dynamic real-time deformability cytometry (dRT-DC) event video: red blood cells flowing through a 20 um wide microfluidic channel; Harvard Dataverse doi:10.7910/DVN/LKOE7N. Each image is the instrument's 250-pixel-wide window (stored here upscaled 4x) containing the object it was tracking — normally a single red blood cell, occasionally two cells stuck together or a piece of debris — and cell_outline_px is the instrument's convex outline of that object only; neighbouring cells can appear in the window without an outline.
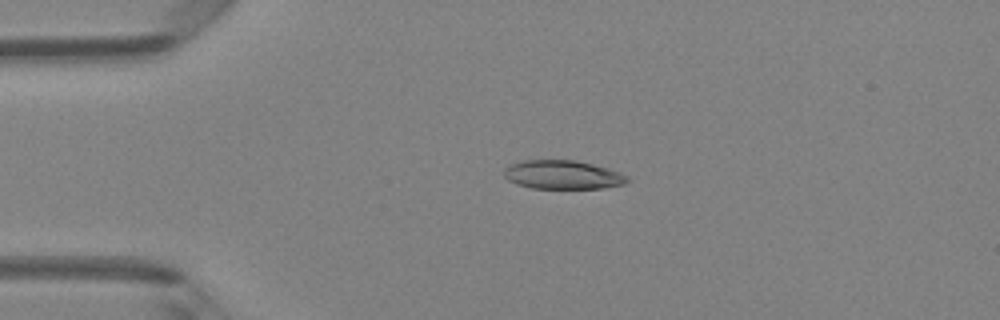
{"species": "Egyptian fruit bat (a non-hibernating species)", "species_latin": "Rousettus aegyptiacus", "temperature_condition": "room temperature", "stored_images_in_passage": 49, "camera_frame_rate_fps": 3000, "um_per_image_px": 0.085, "animal": {"sex": "female"}, "frame": {"image": 1, "passage_image": 11, "time_ms": 3.333, "image_size_px": [1000, 320], "cell_outline_px": [[632, 180], [624, 184], [604, 188], [532, 188], [516, 184], [508, 180], [504, 176], [504, 168], [520, 160], [576, 160], [608, 168], [620, 172], [628, 176]], "centroid_in_image_um": [47.85, 14.85], "position_along_channel_um": 37.1, "area_um2": 20.81}}
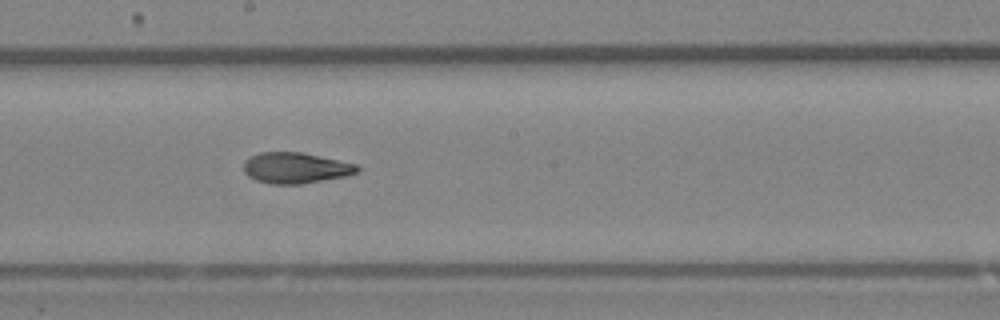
{"frame": {"image": 2, "passage_image": 27, "time_ms": 8.667, "image_size_px": [1000, 320], "cell_outline_px": [[360, 172], [344, 176], [300, 184], [272, 184], [256, 180], [248, 176], [244, 172], [244, 160], [260, 152], [300, 152], [320, 156], [356, 164], [360, 168]], "centroid_in_image_um": [25.11, 14.27], "position_along_channel_um": 223.1, "area_um2": 20.29}}
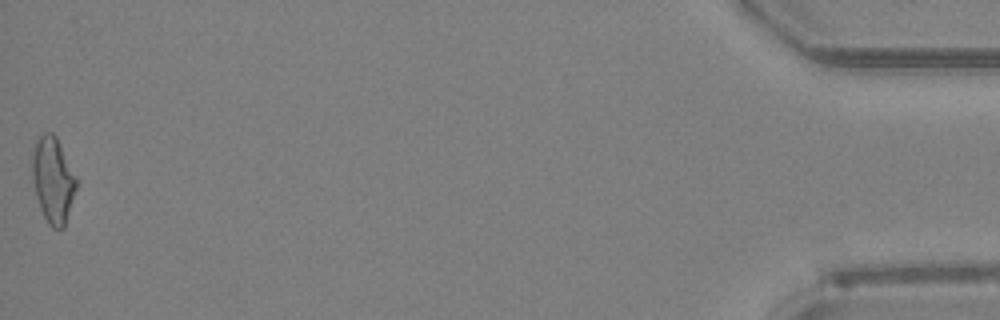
{"frame": {"image": 3, "passage_image": 49, "time_ms": 16.0, "image_size_px": [1000, 320], "cell_outline_px": [[76, 188], [64, 228], [52, 228], [48, 224], [40, 208], [36, 196], [28, 160], [36, 140], [44, 132], [52, 132], [56, 136], [76, 176]], "centroid_in_image_um": [4.45, 15.25], "position_along_channel_um": 430.8, "area_um2": 22.37}, "authors_computed_cell_mechanics": {"area_um2": 21.1548, "velocity_mm_per_s": 4.1449, "shape_relaxation_time_tau1_ms": null, "shape_relaxation_time_tau2_ms": 2.4777, "deformation_change_tau1": null, "deformation_change_tau2": 0.0835}}